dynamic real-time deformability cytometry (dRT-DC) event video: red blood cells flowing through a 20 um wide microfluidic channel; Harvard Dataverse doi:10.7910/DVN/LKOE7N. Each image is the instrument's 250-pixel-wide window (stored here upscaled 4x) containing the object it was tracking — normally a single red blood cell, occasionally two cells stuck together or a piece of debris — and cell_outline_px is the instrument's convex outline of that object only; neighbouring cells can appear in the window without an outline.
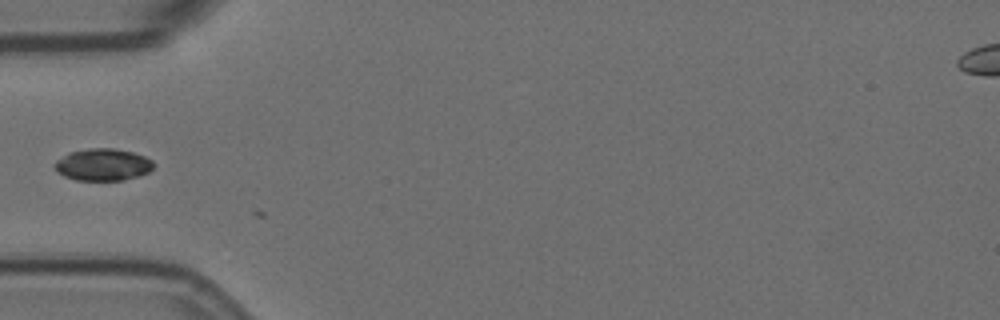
{"species": "Egyptian fruit bat (a non-hibernating species)", "species_latin": "Rousettus aegyptiacus", "temperature_condition": "room temperature", "stored_images_in_passage": 3, "camera_frame_rate_fps": 3000, "um_per_image_px": 0.085, "animal": {"sex": "female"}, "frame": {"image": 1, "passage_image": 1, "time_ms": 0.0, "image_size_px": [1000, 320], "cell_outline_px": [[152, 168], [148, 172], [140, 176], [124, 180], [76, 180], [64, 176], [56, 172], [52, 164], [56, 160], [68, 152], [92, 148], [116, 148], [132, 152], [144, 156], [152, 160]], "centroid_in_image_um": [8.7, 13.99], "position_along_channel_um": 76.3, "area_um2": 18.61}}